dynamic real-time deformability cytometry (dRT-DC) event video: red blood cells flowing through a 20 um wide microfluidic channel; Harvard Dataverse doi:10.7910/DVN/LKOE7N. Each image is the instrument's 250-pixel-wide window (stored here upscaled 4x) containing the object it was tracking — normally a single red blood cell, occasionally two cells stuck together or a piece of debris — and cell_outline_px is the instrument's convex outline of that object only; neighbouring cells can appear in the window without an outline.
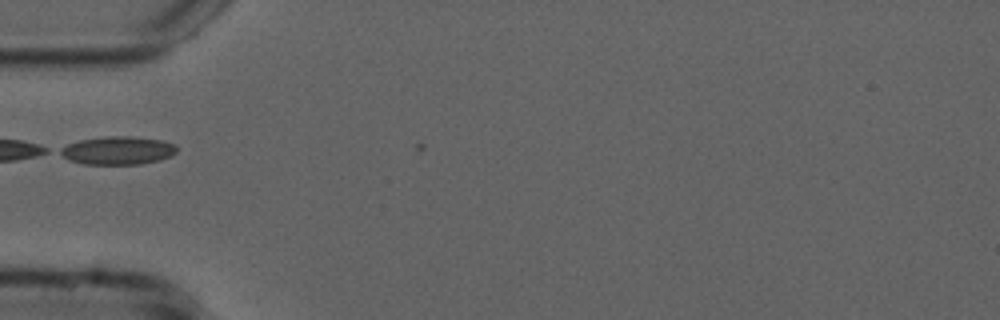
{"species": "common noctule bat (a hibernating species)", "species_latin": "Nyctalus noctula", "temperature_condition": "cold", "stored_images_in_passage": 10, "camera_frame_rate_fps": 3000, "um_per_image_px": 0.085, "animal": {"sex": "male", "forearm_length_mm": 52.5}, "frame": {"image": 1, "passage_image": 6, "time_ms": 1.667, "image_size_px": [1000, 320], "cell_outline_px": [[176, 152], [172, 156], [160, 160], [140, 164], [84, 164], [68, 160], [56, 152], [60, 148], [68, 144], [80, 140], [104, 136], [128, 136], [160, 140], [176, 144]], "centroid_in_image_um": [9.98, 12.79], "position_along_channel_um": 75.0, "area_um2": 19.25}}